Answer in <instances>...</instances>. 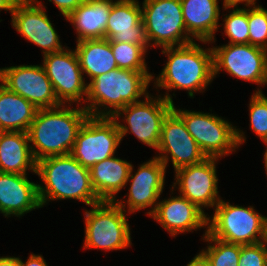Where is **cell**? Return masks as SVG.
I'll return each mask as SVG.
<instances>
[{
	"instance_id": "obj_37",
	"label": "cell",
	"mask_w": 267,
	"mask_h": 266,
	"mask_svg": "<svg viewBox=\"0 0 267 266\" xmlns=\"http://www.w3.org/2000/svg\"><path fill=\"white\" fill-rule=\"evenodd\" d=\"M16 4L15 0H0V9L10 10L12 13Z\"/></svg>"
},
{
	"instance_id": "obj_6",
	"label": "cell",
	"mask_w": 267,
	"mask_h": 266,
	"mask_svg": "<svg viewBox=\"0 0 267 266\" xmlns=\"http://www.w3.org/2000/svg\"><path fill=\"white\" fill-rule=\"evenodd\" d=\"M266 227L267 218L253 208L232 206L220 200L207 232L225 242L250 245L266 241ZM257 233L262 241L257 239Z\"/></svg>"
},
{
	"instance_id": "obj_41",
	"label": "cell",
	"mask_w": 267,
	"mask_h": 266,
	"mask_svg": "<svg viewBox=\"0 0 267 266\" xmlns=\"http://www.w3.org/2000/svg\"><path fill=\"white\" fill-rule=\"evenodd\" d=\"M265 242L267 243V227H266V241Z\"/></svg>"
},
{
	"instance_id": "obj_12",
	"label": "cell",
	"mask_w": 267,
	"mask_h": 266,
	"mask_svg": "<svg viewBox=\"0 0 267 266\" xmlns=\"http://www.w3.org/2000/svg\"><path fill=\"white\" fill-rule=\"evenodd\" d=\"M146 102L128 104L113 115L116 119L120 111L128 114L126 121L131 132L143 143L153 148H158L161 137L162 124L167 114L173 109V101L170 95L159 100L151 101L146 96ZM150 100V102H149Z\"/></svg>"
},
{
	"instance_id": "obj_17",
	"label": "cell",
	"mask_w": 267,
	"mask_h": 266,
	"mask_svg": "<svg viewBox=\"0 0 267 266\" xmlns=\"http://www.w3.org/2000/svg\"><path fill=\"white\" fill-rule=\"evenodd\" d=\"M134 0L112 2L105 39L136 45H147L142 10Z\"/></svg>"
},
{
	"instance_id": "obj_28",
	"label": "cell",
	"mask_w": 267,
	"mask_h": 266,
	"mask_svg": "<svg viewBox=\"0 0 267 266\" xmlns=\"http://www.w3.org/2000/svg\"><path fill=\"white\" fill-rule=\"evenodd\" d=\"M109 42L118 68L132 71H147L143 59L146 45Z\"/></svg>"
},
{
	"instance_id": "obj_16",
	"label": "cell",
	"mask_w": 267,
	"mask_h": 266,
	"mask_svg": "<svg viewBox=\"0 0 267 266\" xmlns=\"http://www.w3.org/2000/svg\"><path fill=\"white\" fill-rule=\"evenodd\" d=\"M38 6L32 2L17 3L12 12L13 26L26 39L45 49L44 55L62 51L57 33L41 5Z\"/></svg>"
},
{
	"instance_id": "obj_40",
	"label": "cell",
	"mask_w": 267,
	"mask_h": 266,
	"mask_svg": "<svg viewBox=\"0 0 267 266\" xmlns=\"http://www.w3.org/2000/svg\"><path fill=\"white\" fill-rule=\"evenodd\" d=\"M17 3L32 2L33 0H15Z\"/></svg>"
},
{
	"instance_id": "obj_35",
	"label": "cell",
	"mask_w": 267,
	"mask_h": 266,
	"mask_svg": "<svg viewBox=\"0 0 267 266\" xmlns=\"http://www.w3.org/2000/svg\"><path fill=\"white\" fill-rule=\"evenodd\" d=\"M187 266H209L208 260L200 253Z\"/></svg>"
},
{
	"instance_id": "obj_25",
	"label": "cell",
	"mask_w": 267,
	"mask_h": 266,
	"mask_svg": "<svg viewBox=\"0 0 267 266\" xmlns=\"http://www.w3.org/2000/svg\"><path fill=\"white\" fill-rule=\"evenodd\" d=\"M37 111L31 102L0 85V132H27Z\"/></svg>"
},
{
	"instance_id": "obj_9",
	"label": "cell",
	"mask_w": 267,
	"mask_h": 266,
	"mask_svg": "<svg viewBox=\"0 0 267 266\" xmlns=\"http://www.w3.org/2000/svg\"><path fill=\"white\" fill-rule=\"evenodd\" d=\"M213 75L220 68L235 77L260 84L267 83V50L251 44H229L213 48Z\"/></svg>"
},
{
	"instance_id": "obj_24",
	"label": "cell",
	"mask_w": 267,
	"mask_h": 266,
	"mask_svg": "<svg viewBox=\"0 0 267 266\" xmlns=\"http://www.w3.org/2000/svg\"><path fill=\"white\" fill-rule=\"evenodd\" d=\"M185 28L200 41L213 39L219 19L217 0H180Z\"/></svg>"
},
{
	"instance_id": "obj_7",
	"label": "cell",
	"mask_w": 267,
	"mask_h": 266,
	"mask_svg": "<svg viewBox=\"0 0 267 266\" xmlns=\"http://www.w3.org/2000/svg\"><path fill=\"white\" fill-rule=\"evenodd\" d=\"M86 211L85 248L122 249L130 244V230L122 202L101 201Z\"/></svg>"
},
{
	"instance_id": "obj_5",
	"label": "cell",
	"mask_w": 267,
	"mask_h": 266,
	"mask_svg": "<svg viewBox=\"0 0 267 266\" xmlns=\"http://www.w3.org/2000/svg\"><path fill=\"white\" fill-rule=\"evenodd\" d=\"M128 127L113 117L89 116L80 128L71 155L84 167L91 168L113 156Z\"/></svg>"
},
{
	"instance_id": "obj_32",
	"label": "cell",
	"mask_w": 267,
	"mask_h": 266,
	"mask_svg": "<svg viewBox=\"0 0 267 266\" xmlns=\"http://www.w3.org/2000/svg\"><path fill=\"white\" fill-rule=\"evenodd\" d=\"M263 242L241 245L238 266H267V249Z\"/></svg>"
},
{
	"instance_id": "obj_1",
	"label": "cell",
	"mask_w": 267,
	"mask_h": 266,
	"mask_svg": "<svg viewBox=\"0 0 267 266\" xmlns=\"http://www.w3.org/2000/svg\"><path fill=\"white\" fill-rule=\"evenodd\" d=\"M89 116L84 108L38 109L27 131L29 142L41 152L31 148L35 160L70 154L78 132Z\"/></svg>"
},
{
	"instance_id": "obj_8",
	"label": "cell",
	"mask_w": 267,
	"mask_h": 266,
	"mask_svg": "<svg viewBox=\"0 0 267 266\" xmlns=\"http://www.w3.org/2000/svg\"><path fill=\"white\" fill-rule=\"evenodd\" d=\"M173 110L182 118L187 131L206 157L217 158L227 154L230 149L245 141L239 131L219 117L200 112L178 111L174 105Z\"/></svg>"
},
{
	"instance_id": "obj_21",
	"label": "cell",
	"mask_w": 267,
	"mask_h": 266,
	"mask_svg": "<svg viewBox=\"0 0 267 266\" xmlns=\"http://www.w3.org/2000/svg\"><path fill=\"white\" fill-rule=\"evenodd\" d=\"M111 8V0H84L67 17L77 29L78 41L105 38Z\"/></svg>"
},
{
	"instance_id": "obj_4",
	"label": "cell",
	"mask_w": 267,
	"mask_h": 266,
	"mask_svg": "<svg viewBox=\"0 0 267 266\" xmlns=\"http://www.w3.org/2000/svg\"><path fill=\"white\" fill-rule=\"evenodd\" d=\"M151 79L147 71L120 68L98 75L87 86V98L93 104L84 109L93 117H113L121 108L139 102L137 99L145 94ZM97 104H108L114 107V111L97 114L94 112Z\"/></svg>"
},
{
	"instance_id": "obj_15",
	"label": "cell",
	"mask_w": 267,
	"mask_h": 266,
	"mask_svg": "<svg viewBox=\"0 0 267 266\" xmlns=\"http://www.w3.org/2000/svg\"><path fill=\"white\" fill-rule=\"evenodd\" d=\"M217 158L207 157L203 161L176 170L177 181L180 185L182 196L191 203L201 206H214L217 201V177L215 160Z\"/></svg>"
},
{
	"instance_id": "obj_11",
	"label": "cell",
	"mask_w": 267,
	"mask_h": 266,
	"mask_svg": "<svg viewBox=\"0 0 267 266\" xmlns=\"http://www.w3.org/2000/svg\"><path fill=\"white\" fill-rule=\"evenodd\" d=\"M0 81L37 109L59 108L61 105L43 66L23 65L0 69Z\"/></svg>"
},
{
	"instance_id": "obj_20",
	"label": "cell",
	"mask_w": 267,
	"mask_h": 266,
	"mask_svg": "<svg viewBox=\"0 0 267 266\" xmlns=\"http://www.w3.org/2000/svg\"><path fill=\"white\" fill-rule=\"evenodd\" d=\"M25 176L26 174L0 172V211L5 216H18L41 207L38 185Z\"/></svg>"
},
{
	"instance_id": "obj_2",
	"label": "cell",
	"mask_w": 267,
	"mask_h": 266,
	"mask_svg": "<svg viewBox=\"0 0 267 266\" xmlns=\"http://www.w3.org/2000/svg\"><path fill=\"white\" fill-rule=\"evenodd\" d=\"M36 173L46 185V189L38 185L41 206L46 202V196L51 199L74 198L91 206L101 202L93 190L89 168L82 166L71 154L40 159Z\"/></svg>"
},
{
	"instance_id": "obj_34",
	"label": "cell",
	"mask_w": 267,
	"mask_h": 266,
	"mask_svg": "<svg viewBox=\"0 0 267 266\" xmlns=\"http://www.w3.org/2000/svg\"><path fill=\"white\" fill-rule=\"evenodd\" d=\"M20 266H47L41 256L31 255L26 264L19 259Z\"/></svg>"
},
{
	"instance_id": "obj_10",
	"label": "cell",
	"mask_w": 267,
	"mask_h": 266,
	"mask_svg": "<svg viewBox=\"0 0 267 266\" xmlns=\"http://www.w3.org/2000/svg\"><path fill=\"white\" fill-rule=\"evenodd\" d=\"M142 22L147 41L155 40V45L173 47L186 33L180 0H145ZM186 31V32H185Z\"/></svg>"
},
{
	"instance_id": "obj_30",
	"label": "cell",
	"mask_w": 267,
	"mask_h": 266,
	"mask_svg": "<svg viewBox=\"0 0 267 266\" xmlns=\"http://www.w3.org/2000/svg\"><path fill=\"white\" fill-rule=\"evenodd\" d=\"M249 44L267 50V11L264 8L248 9Z\"/></svg>"
},
{
	"instance_id": "obj_36",
	"label": "cell",
	"mask_w": 267,
	"mask_h": 266,
	"mask_svg": "<svg viewBox=\"0 0 267 266\" xmlns=\"http://www.w3.org/2000/svg\"><path fill=\"white\" fill-rule=\"evenodd\" d=\"M0 266H20L19 258L2 257L0 258Z\"/></svg>"
},
{
	"instance_id": "obj_22",
	"label": "cell",
	"mask_w": 267,
	"mask_h": 266,
	"mask_svg": "<svg viewBox=\"0 0 267 266\" xmlns=\"http://www.w3.org/2000/svg\"><path fill=\"white\" fill-rule=\"evenodd\" d=\"M27 142V132H0V172L25 174L29 167L36 173L37 161Z\"/></svg>"
},
{
	"instance_id": "obj_26",
	"label": "cell",
	"mask_w": 267,
	"mask_h": 266,
	"mask_svg": "<svg viewBox=\"0 0 267 266\" xmlns=\"http://www.w3.org/2000/svg\"><path fill=\"white\" fill-rule=\"evenodd\" d=\"M77 42L75 51L81 70L83 73L86 72L91 79L118 68L109 39L103 38Z\"/></svg>"
},
{
	"instance_id": "obj_38",
	"label": "cell",
	"mask_w": 267,
	"mask_h": 266,
	"mask_svg": "<svg viewBox=\"0 0 267 266\" xmlns=\"http://www.w3.org/2000/svg\"><path fill=\"white\" fill-rule=\"evenodd\" d=\"M243 1H246L247 4H255L254 1L255 0H224V7L225 9L227 7H235L237 5V3H240V2H243Z\"/></svg>"
},
{
	"instance_id": "obj_13",
	"label": "cell",
	"mask_w": 267,
	"mask_h": 266,
	"mask_svg": "<svg viewBox=\"0 0 267 266\" xmlns=\"http://www.w3.org/2000/svg\"><path fill=\"white\" fill-rule=\"evenodd\" d=\"M64 51L45 54L43 65L61 104L63 99L79 101L83 93L87 96V86L85 87L83 81L76 51Z\"/></svg>"
},
{
	"instance_id": "obj_3",
	"label": "cell",
	"mask_w": 267,
	"mask_h": 266,
	"mask_svg": "<svg viewBox=\"0 0 267 266\" xmlns=\"http://www.w3.org/2000/svg\"><path fill=\"white\" fill-rule=\"evenodd\" d=\"M193 39L186 36L179 43L178 48L164 47L163 53H169V61L157 79L159 87L166 89L180 88L189 91L202 89L214 77L213 75V52L206 53L195 44Z\"/></svg>"
},
{
	"instance_id": "obj_29",
	"label": "cell",
	"mask_w": 267,
	"mask_h": 266,
	"mask_svg": "<svg viewBox=\"0 0 267 266\" xmlns=\"http://www.w3.org/2000/svg\"><path fill=\"white\" fill-rule=\"evenodd\" d=\"M225 32L230 44H249L248 10H233L225 19Z\"/></svg>"
},
{
	"instance_id": "obj_31",
	"label": "cell",
	"mask_w": 267,
	"mask_h": 266,
	"mask_svg": "<svg viewBox=\"0 0 267 266\" xmlns=\"http://www.w3.org/2000/svg\"><path fill=\"white\" fill-rule=\"evenodd\" d=\"M250 104L251 126L262 140L267 138V97L258 91Z\"/></svg>"
},
{
	"instance_id": "obj_19",
	"label": "cell",
	"mask_w": 267,
	"mask_h": 266,
	"mask_svg": "<svg viewBox=\"0 0 267 266\" xmlns=\"http://www.w3.org/2000/svg\"><path fill=\"white\" fill-rule=\"evenodd\" d=\"M149 215L159 221L173 236L178 232L190 231L207 225L209 221L202 209L183 196L157 204Z\"/></svg>"
},
{
	"instance_id": "obj_14",
	"label": "cell",
	"mask_w": 267,
	"mask_h": 266,
	"mask_svg": "<svg viewBox=\"0 0 267 266\" xmlns=\"http://www.w3.org/2000/svg\"><path fill=\"white\" fill-rule=\"evenodd\" d=\"M157 149L171 154L175 171L182 167L200 163L207 158L187 131L182 118L173 109L163 121L160 143Z\"/></svg>"
},
{
	"instance_id": "obj_39",
	"label": "cell",
	"mask_w": 267,
	"mask_h": 266,
	"mask_svg": "<svg viewBox=\"0 0 267 266\" xmlns=\"http://www.w3.org/2000/svg\"><path fill=\"white\" fill-rule=\"evenodd\" d=\"M264 142L267 144V138L266 139H264ZM265 167H266V172H267V150H266V152H265Z\"/></svg>"
},
{
	"instance_id": "obj_23",
	"label": "cell",
	"mask_w": 267,
	"mask_h": 266,
	"mask_svg": "<svg viewBox=\"0 0 267 266\" xmlns=\"http://www.w3.org/2000/svg\"><path fill=\"white\" fill-rule=\"evenodd\" d=\"M131 166L128 162L111 156L89 169L93 190L101 201H114L113 195L129 180Z\"/></svg>"
},
{
	"instance_id": "obj_33",
	"label": "cell",
	"mask_w": 267,
	"mask_h": 266,
	"mask_svg": "<svg viewBox=\"0 0 267 266\" xmlns=\"http://www.w3.org/2000/svg\"><path fill=\"white\" fill-rule=\"evenodd\" d=\"M51 1V0H49ZM62 14L67 18L84 0H53Z\"/></svg>"
},
{
	"instance_id": "obj_18",
	"label": "cell",
	"mask_w": 267,
	"mask_h": 266,
	"mask_svg": "<svg viewBox=\"0 0 267 266\" xmlns=\"http://www.w3.org/2000/svg\"><path fill=\"white\" fill-rule=\"evenodd\" d=\"M167 160V156L156 157L141 165L134 176H131V166L128 178H132V183L127 201L131 212L151 206L159 198L164 185Z\"/></svg>"
},
{
	"instance_id": "obj_27",
	"label": "cell",
	"mask_w": 267,
	"mask_h": 266,
	"mask_svg": "<svg viewBox=\"0 0 267 266\" xmlns=\"http://www.w3.org/2000/svg\"><path fill=\"white\" fill-rule=\"evenodd\" d=\"M205 236V239L217 244L216 246L210 245L207 251L202 252L209 266H238L241 245L214 238L208 232Z\"/></svg>"
}]
</instances>
